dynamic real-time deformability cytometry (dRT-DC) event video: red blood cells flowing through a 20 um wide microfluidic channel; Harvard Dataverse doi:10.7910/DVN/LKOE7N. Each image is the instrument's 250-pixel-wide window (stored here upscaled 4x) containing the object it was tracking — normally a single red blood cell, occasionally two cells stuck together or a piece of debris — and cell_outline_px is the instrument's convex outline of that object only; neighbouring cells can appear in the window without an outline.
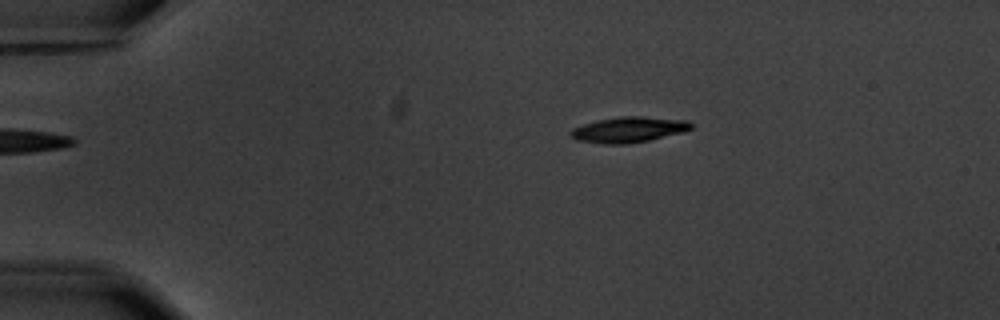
{"species": "common noctule bat (a hibernating species)", "species_latin": "Nyctalus noctula", "temperature_condition": "warm", "stored_images_in_passage": 6, "camera_frame_rate_fps": 3000, "um_per_image_px": 0.085, "animal": {"sex": "male", "body_mass_g": 20.1, "forearm_length_mm": 53.5}, "frame": {"image": 1, "passage_image": 4, "time_ms": 3.667, "image_size_px": [1000, 320], "cell_outline_px": [[692, 128], [684, 132], [648, 140], [628, 144], [604, 144], [576, 140], [572, 136], [572, 128], [596, 120], [620, 116], [640, 116], [688, 120], [692, 124]], "centroid_in_image_um": [53.46, 11.01], "position_along_channel_um": 31.5, "area_um2": 17.92}}